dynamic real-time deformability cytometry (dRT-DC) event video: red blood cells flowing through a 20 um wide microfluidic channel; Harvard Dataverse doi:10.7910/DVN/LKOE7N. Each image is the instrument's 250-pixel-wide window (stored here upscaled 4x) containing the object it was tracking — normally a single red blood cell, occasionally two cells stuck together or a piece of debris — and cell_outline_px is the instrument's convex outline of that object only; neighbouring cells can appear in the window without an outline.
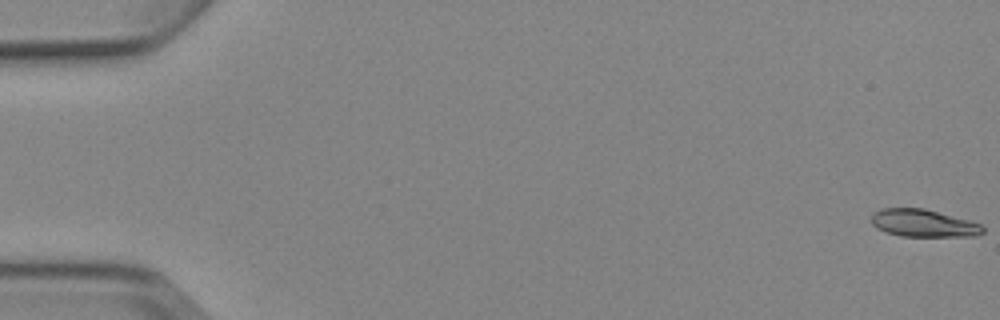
{"species": "Egyptian fruit bat (a non-hibernating species)", "species_latin": "Rousettus aegyptiacus", "temperature_condition": "cold", "stored_images_in_passage": 7, "camera_frame_rate_fps": 3000, "um_per_image_px": 0.085, "animal": {"sex": "female"}, "frame": {"image": 1, "passage_image": 1, "time_ms": 0.0, "image_size_px": [1000, 320], "cell_outline_px": [[984, 232], [976, 236], [900, 236], [884, 232], [876, 228], [872, 224], [872, 212], [880, 208], [924, 208], [968, 220], [980, 224], [984, 228]], "centroid_in_image_um": [78.45, 18.97], "position_along_channel_um": 6.6, "area_um2": 17.92}}
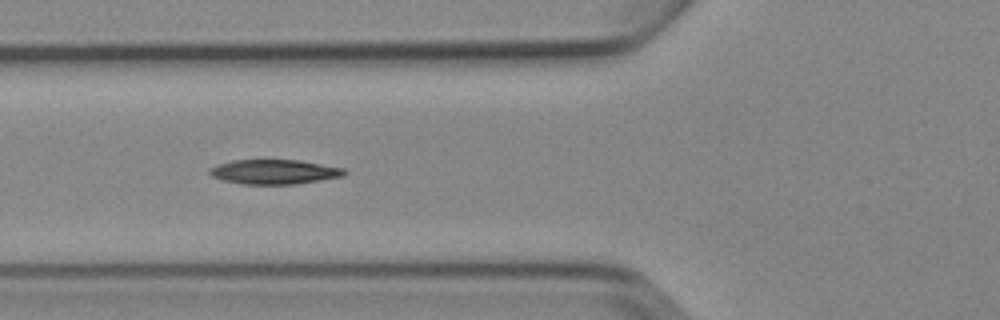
{"frame": {"image": 2, "passage_image": 6, "time_ms": 6.667, "image_size_px": [1000, 320], "cell_outline_px": [[348, 172], [344, 176], [296, 184], [240, 184], [220, 180], [212, 176], [208, 172], [208, 168], [216, 164], [232, 160], [300, 160], [344, 168]], "centroid_in_image_um": [23.27, 14.6], "position_along_channel_um": 102.5, "area_um2": 19.54}}
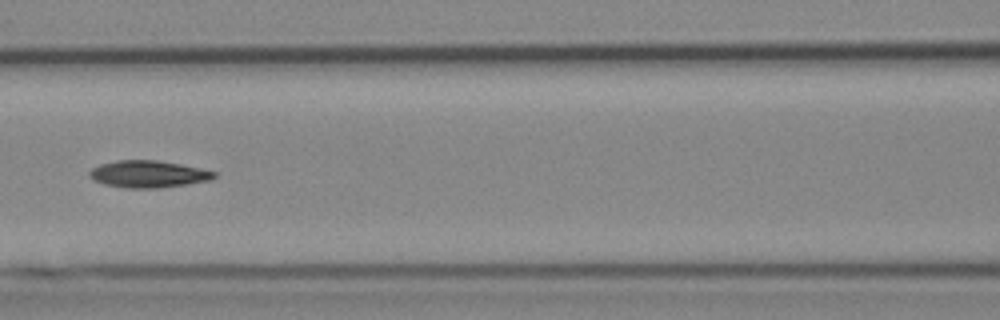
{"frame": {"image": 3, "passage_image": 7, "time_ms": 8.0, "image_size_px": [1000, 320], "cell_outline_px": [[216, 176], [212, 180], [188, 184], [156, 188], [124, 188], [104, 184], [92, 180], [88, 176], [88, 172], [92, 168], [100, 164], [116, 160], [156, 160], [180, 164], [200, 168], [216, 172]], "centroid_in_image_um": [12.57, 14.8], "position_along_channel_um": 154.0, "area_um2": 19.77}}